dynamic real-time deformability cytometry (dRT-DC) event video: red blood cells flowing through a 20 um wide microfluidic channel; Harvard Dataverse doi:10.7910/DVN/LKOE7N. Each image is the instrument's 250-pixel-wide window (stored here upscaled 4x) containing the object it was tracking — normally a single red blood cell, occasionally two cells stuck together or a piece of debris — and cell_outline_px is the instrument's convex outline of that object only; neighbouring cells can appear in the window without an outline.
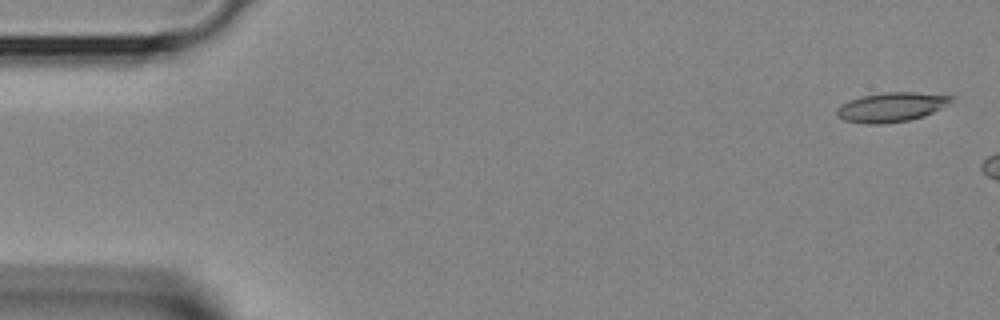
{"species": "Egyptian fruit bat (a non-hibernating species)", "species_latin": "Rousettus aegyptiacus", "temperature_condition": "room temperature", "stored_images_in_passage": 9, "camera_frame_rate_fps": 3000, "um_per_image_px": 0.085, "animal": {"sex": "female"}, "frame": {"image": 1, "passage_image": 1, "time_ms": 0.0, "image_size_px": [1000, 320], "cell_outline_px": [[956, 96], [948, 104], [924, 116], [908, 120], [880, 124], [868, 124], [844, 120], [836, 116], [836, 108], [840, 104], [848, 100], [860, 96], [884, 92], [916, 92]], "centroid_in_image_um": [75.72, 9.09], "position_along_channel_um": 9.3, "area_um2": 19.71}}